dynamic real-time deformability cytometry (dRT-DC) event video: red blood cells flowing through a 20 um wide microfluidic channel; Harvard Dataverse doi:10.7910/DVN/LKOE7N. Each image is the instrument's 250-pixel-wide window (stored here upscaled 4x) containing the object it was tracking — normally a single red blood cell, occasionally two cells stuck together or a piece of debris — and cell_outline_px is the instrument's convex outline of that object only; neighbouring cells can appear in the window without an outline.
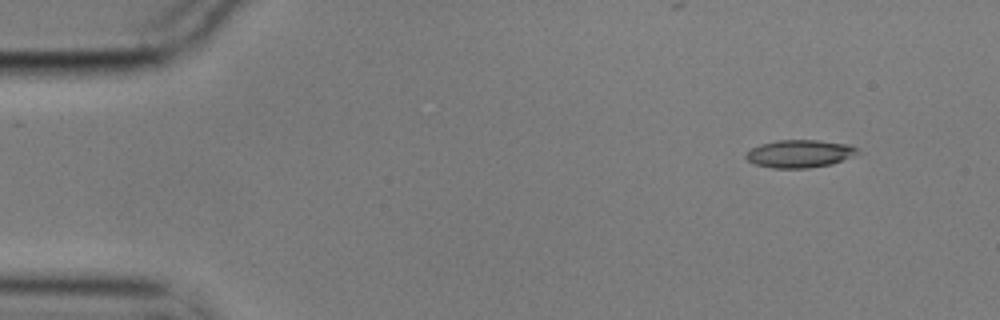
{"species": "common noctule bat (a hibernating species)", "species_latin": "Nyctalus noctula", "temperature_condition": "cold", "stored_images_in_passage": 4, "camera_frame_rate_fps": 3000, "um_per_image_px": 0.085, "animal": {"sex": "male", "body_mass_g": 17.9}, "frame": {"image": 1, "passage_image": 1, "time_ms": 0.0, "image_size_px": [1000, 320], "cell_outline_px": [[864, 152], [832, 164], [808, 168], [772, 168], [752, 164], [744, 156], [752, 148], [760, 144], [776, 140], [816, 140], [848, 144], [860, 148]], "centroid_in_image_um": [68.01, 13.06], "position_along_channel_um": 17.0, "area_um2": 18.32}}
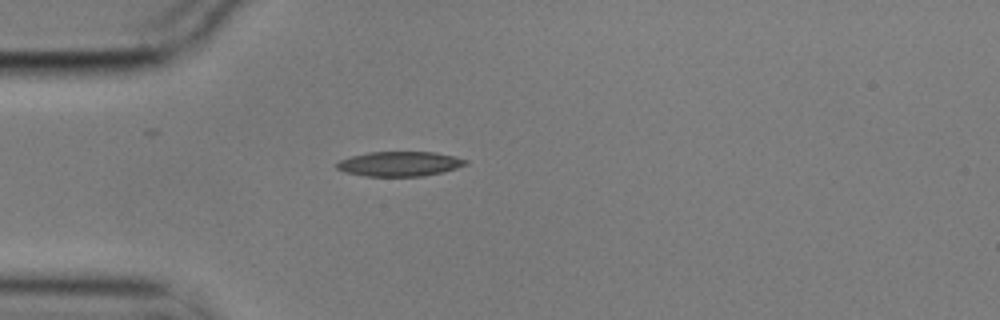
{"frame": {"image": 2, "passage_image": 4, "time_ms": 1.0, "image_size_px": [1000, 320], "cell_outline_px": [[468, 164], [444, 172], [424, 176], [364, 176], [344, 172], [336, 168], [336, 164], [340, 160], [352, 156], [368, 152], [432, 152], [452, 156], [468, 160]], "centroid_in_image_um": [33.96, 13.93], "position_along_channel_um": 51.0, "area_um2": 18.55}}